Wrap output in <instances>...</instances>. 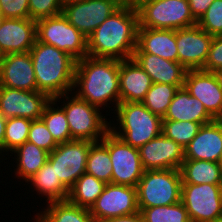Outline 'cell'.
<instances>
[{"label": "cell", "instance_id": "cell-1", "mask_svg": "<svg viewBox=\"0 0 222 222\" xmlns=\"http://www.w3.org/2000/svg\"><path fill=\"white\" fill-rule=\"evenodd\" d=\"M119 71L120 60L85 56L76 62L72 93L103 111L111 108V116L120 103Z\"/></svg>", "mask_w": 222, "mask_h": 222}, {"label": "cell", "instance_id": "cell-2", "mask_svg": "<svg viewBox=\"0 0 222 222\" xmlns=\"http://www.w3.org/2000/svg\"><path fill=\"white\" fill-rule=\"evenodd\" d=\"M138 27L136 7L120 6L87 37L88 56L131 59L137 46Z\"/></svg>", "mask_w": 222, "mask_h": 222}, {"label": "cell", "instance_id": "cell-3", "mask_svg": "<svg viewBox=\"0 0 222 222\" xmlns=\"http://www.w3.org/2000/svg\"><path fill=\"white\" fill-rule=\"evenodd\" d=\"M37 91L51 99L73 90L77 60L67 52L37 39L30 49Z\"/></svg>", "mask_w": 222, "mask_h": 222}, {"label": "cell", "instance_id": "cell-4", "mask_svg": "<svg viewBox=\"0 0 222 222\" xmlns=\"http://www.w3.org/2000/svg\"><path fill=\"white\" fill-rule=\"evenodd\" d=\"M111 113L110 131L132 147L140 148L162 133V118L141 102H120Z\"/></svg>", "mask_w": 222, "mask_h": 222}, {"label": "cell", "instance_id": "cell-5", "mask_svg": "<svg viewBox=\"0 0 222 222\" xmlns=\"http://www.w3.org/2000/svg\"><path fill=\"white\" fill-rule=\"evenodd\" d=\"M53 100L58 102L57 104L61 102L59 106L66 114L73 139L100 142L110 130V121H108L110 118H106L108 115L103 114L100 108L80 99L74 93H66Z\"/></svg>", "mask_w": 222, "mask_h": 222}, {"label": "cell", "instance_id": "cell-6", "mask_svg": "<svg viewBox=\"0 0 222 222\" xmlns=\"http://www.w3.org/2000/svg\"><path fill=\"white\" fill-rule=\"evenodd\" d=\"M136 189L138 208L175 204L181 201V172L178 169L145 170Z\"/></svg>", "mask_w": 222, "mask_h": 222}, {"label": "cell", "instance_id": "cell-7", "mask_svg": "<svg viewBox=\"0 0 222 222\" xmlns=\"http://www.w3.org/2000/svg\"><path fill=\"white\" fill-rule=\"evenodd\" d=\"M136 9L139 27L177 30L197 24L188 0H145Z\"/></svg>", "mask_w": 222, "mask_h": 222}, {"label": "cell", "instance_id": "cell-8", "mask_svg": "<svg viewBox=\"0 0 222 222\" xmlns=\"http://www.w3.org/2000/svg\"><path fill=\"white\" fill-rule=\"evenodd\" d=\"M36 36L39 42L67 52L76 60L88 56L87 37L71 25L63 14L37 20Z\"/></svg>", "mask_w": 222, "mask_h": 222}, {"label": "cell", "instance_id": "cell-9", "mask_svg": "<svg viewBox=\"0 0 222 222\" xmlns=\"http://www.w3.org/2000/svg\"><path fill=\"white\" fill-rule=\"evenodd\" d=\"M181 202L190 222H221L222 192L220 184L182 183Z\"/></svg>", "mask_w": 222, "mask_h": 222}, {"label": "cell", "instance_id": "cell-10", "mask_svg": "<svg viewBox=\"0 0 222 222\" xmlns=\"http://www.w3.org/2000/svg\"><path fill=\"white\" fill-rule=\"evenodd\" d=\"M100 142L108 149L111 159V183L136 187L145 171L138 148L128 145L110 130Z\"/></svg>", "mask_w": 222, "mask_h": 222}, {"label": "cell", "instance_id": "cell-11", "mask_svg": "<svg viewBox=\"0 0 222 222\" xmlns=\"http://www.w3.org/2000/svg\"><path fill=\"white\" fill-rule=\"evenodd\" d=\"M89 140H71L60 143L48 156V162L55 169L56 176L70 189L86 173Z\"/></svg>", "mask_w": 222, "mask_h": 222}, {"label": "cell", "instance_id": "cell-12", "mask_svg": "<svg viewBox=\"0 0 222 222\" xmlns=\"http://www.w3.org/2000/svg\"><path fill=\"white\" fill-rule=\"evenodd\" d=\"M90 214L96 222L139 212L136 187L107 183L91 206Z\"/></svg>", "mask_w": 222, "mask_h": 222}, {"label": "cell", "instance_id": "cell-13", "mask_svg": "<svg viewBox=\"0 0 222 222\" xmlns=\"http://www.w3.org/2000/svg\"><path fill=\"white\" fill-rule=\"evenodd\" d=\"M51 98L40 91H27L0 86V114L4 118L41 119Z\"/></svg>", "mask_w": 222, "mask_h": 222}, {"label": "cell", "instance_id": "cell-14", "mask_svg": "<svg viewBox=\"0 0 222 222\" xmlns=\"http://www.w3.org/2000/svg\"><path fill=\"white\" fill-rule=\"evenodd\" d=\"M119 7L115 0H85L63 6L62 14L71 25L88 37Z\"/></svg>", "mask_w": 222, "mask_h": 222}, {"label": "cell", "instance_id": "cell-15", "mask_svg": "<svg viewBox=\"0 0 222 222\" xmlns=\"http://www.w3.org/2000/svg\"><path fill=\"white\" fill-rule=\"evenodd\" d=\"M213 35L197 24L176 30L178 62L187 70L202 69L208 57Z\"/></svg>", "mask_w": 222, "mask_h": 222}, {"label": "cell", "instance_id": "cell-16", "mask_svg": "<svg viewBox=\"0 0 222 222\" xmlns=\"http://www.w3.org/2000/svg\"><path fill=\"white\" fill-rule=\"evenodd\" d=\"M184 87L191 96L203 103L215 120L222 121V86L215 73L201 69L188 70Z\"/></svg>", "mask_w": 222, "mask_h": 222}, {"label": "cell", "instance_id": "cell-17", "mask_svg": "<svg viewBox=\"0 0 222 222\" xmlns=\"http://www.w3.org/2000/svg\"><path fill=\"white\" fill-rule=\"evenodd\" d=\"M144 170L178 169L184 161V149L164 134L138 148Z\"/></svg>", "mask_w": 222, "mask_h": 222}, {"label": "cell", "instance_id": "cell-18", "mask_svg": "<svg viewBox=\"0 0 222 222\" xmlns=\"http://www.w3.org/2000/svg\"><path fill=\"white\" fill-rule=\"evenodd\" d=\"M0 86L37 91L30 52L6 54L0 62Z\"/></svg>", "mask_w": 222, "mask_h": 222}, {"label": "cell", "instance_id": "cell-19", "mask_svg": "<svg viewBox=\"0 0 222 222\" xmlns=\"http://www.w3.org/2000/svg\"><path fill=\"white\" fill-rule=\"evenodd\" d=\"M222 121L202 125L197 135L184 149V160H204L221 163Z\"/></svg>", "mask_w": 222, "mask_h": 222}, {"label": "cell", "instance_id": "cell-20", "mask_svg": "<svg viewBox=\"0 0 222 222\" xmlns=\"http://www.w3.org/2000/svg\"><path fill=\"white\" fill-rule=\"evenodd\" d=\"M36 39V21L30 18H5L0 27V49L4 55L29 52Z\"/></svg>", "mask_w": 222, "mask_h": 222}, {"label": "cell", "instance_id": "cell-21", "mask_svg": "<svg viewBox=\"0 0 222 222\" xmlns=\"http://www.w3.org/2000/svg\"><path fill=\"white\" fill-rule=\"evenodd\" d=\"M150 76L153 83H165L184 86L187 69L179 62H174L149 53H134L132 57Z\"/></svg>", "mask_w": 222, "mask_h": 222}, {"label": "cell", "instance_id": "cell-22", "mask_svg": "<svg viewBox=\"0 0 222 222\" xmlns=\"http://www.w3.org/2000/svg\"><path fill=\"white\" fill-rule=\"evenodd\" d=\"M134 53H149L178 62L176 30L138 27Z\"/></svg>", "mask_w": 222, "mask_h": 222}, {"label": "cell", "instance_id": "cell-23", "mask_svg": "<svg viewBox=\"0 0 222 222\" xmlns=\"http://www.w3.org/2000/svg\"><path fill=\"white\" fill-rule=\"evenodd\" d=\"M152 84L150 76L133 58L120 61V102H142Z\"/></svg>", "mask_w": 222, "mask_h": 222}, {"label": "cell", "instance_id": "cell-24", "mask_svg": "<svg viewBox=\"0 0 222 222\" xmlns=\"http://www.w3.org/2000/svg\"><path fill=\"white\" fill-rule=\"evenodd\" d=\"M162 120L190 121L205 125L215 119L206 111L203 103L191 96L183 86L176 91Z\"/></svg>", "mask_w": 222, "mask_h": 222}, {"label": "cell", "instance_id": "cell-25", "mask_svg": "<svg viewBox=\"0 0 222 222\" xmlns=\"http://www.w3.org/2000/svg\"><path fill=\"white\" fill-rule=\"evenodd\" d=\"M23 185H28L29 188L31 185V191L30 189L27 191L31 193L36 191L35 194L38 195L37 198L41 196L42 200L43 198L45 199L44 204H46V202L67 200L69 196V189L61 182L59 177L56 176L55 169L48 161Z\"/></svg>", "mask_w": 222, "mask_h": 222}, {"label": "cell", "instance_id": "cell-26", "mask_svg": "<svg viewBox=\"0 0 222 222\" xmlns=\"http://www.w3.org/2000/svg\"><path fill=\"white\" fill-rule=\"evenodd\" d=\"M12 154V155H11ZM9 156H13L14 163H8L13 166V172L15 173V178L21 179L23 182L30 179L37 171H39L43 165L47 162L49 152L37 147L35 144L30 142H25L17 149H15Z\"/></svg>", "mask_w": 222, "mask_h": 222}, {"label": "cell", "instance_id": "cell-27", "mask_svg": "<svg viewBox=\"0 0 222 222\" xmlns=\"http://www.w3.org/2000/svg\"><path fill=\"white\" fill-rule=\"evenodd\" d=\"M35 216L34 222H96L90 210L72 204L68 200L52 201L45 204Z\"/></svg>", "mask_w": 222, "mask_h": 222}, {"label": "cell", "instance_id": "cell-28", "mask_svg": "<svg viewBox=\"0 0 222 222\" xmlns=\"http://www.w3.org/2000/svg\"><path fill=\"white\" fill-rule=\"evenodd\" d=\"M222 164L204 160H184L180 167L182 183L220 184Z\"/></svg>", "mask_w": 222, "mask_h": 222}, {"label": "cell", "instance_id": "cell-29", "mask_svg": "<svg viewBox=\"0 0 222 222\" xmlns=\"http://www.w3.org/2000/svg\"><path fill=\"white\" fill-rule=\"evenodd\" d=\"M106 183L84 173L69 189L67 200L79 207L90 209L103 192Z\"/></svg>", "mask_w": 222, "mask_h": 222}, {"label": "cell", "instance_id": "cell-30", "mask_svg": "<svg viewBox=\"0 0 222 222\" xmlns=\"http://www.w3.org/2000/svg\"><path fill=\"white\" fill-rule=\"evenodd\" d=\"M41 119L58 144L74 140L64 110L53 99L45 106Z\"/></svg>", "mask_w": 222, "mask_h": 222}, {"label": "cell", "instance_id": "cell-31", "mask_svg": "<svg viewBox=\"0 0 222 222\" xmlns=\"http://www.w3.org/2000/svg\"><path fill=\"white\" fill-rule=\"evenodd\" d=\"M112 169L108 149L101 142H94L88 153L86 173L107 184L111 183Z\"/></svg>", "mask_w": 222, "mask_h": 222}, {"label": "cell", "instance_id": "cell-32", "mask_svg": "<svg viewBox=\"0 0 222 222\" xmlns=\"http://www.w3.org/2000/svg\"><path fill=\"white\" fill-rule=\"evenodd\" d=\"M178 89L176 85L153 83L141 103L153 114L163 118Z\"/></svg>", "mask_w": 222, "mask_h": 222}, {"label": "cell", "instance_id": "cell-33", "mask_svg": "<svg viewBox=\"0 0 222 222\" xmlns=\"http://www.w3.org/2000/svg\"><path fill=\"white\" fill-rule=\"evenodd\" d=\"M144 222H190L183 203L172 205L139 208Z\"/></svg>", "mask_w": 222, "mask_h": 222}, {"label": "cell", "instance_id": "cell-34", "mask_svg": "<svg viewBox=\"0 0 222 222\" xmlns=\"http://www.w3.org/2000/svg\"><path fill=\"white\" fill-rule=\"evenodd\" d=\"M32 120L23 117L7 118L4 135V157L28 141ZM8 154V155H7Z\"/></svg>", "mask_w": 222, "mask_h": 222}, {"label": "cell", "instance_id": "cell-35", "mask_svg": "<svg viewBox=\"0 0 222 222\" xmlns=\"http://www.w3.org/2000/svg\"><path fill=\"white\" fill-rule=\"evenodd\" d=\"M201 126L197 122L162 120V134L185 149L197 135Z\"/></svg>", "mask_w": 222, "mask_h": 222}, {"label": "cell", "instance_id": "cell-36", "mask_svg": "<svg viewBox=\"0 0 222 222\" xmlns=\"http://www.w3.org/2000/svg\"><path fill=\"white\" fill-rule=\"evenodd\" d=\"M197 25L210 35H222V0H214Z\"/></svg>", "mask_w": 222, "mask_h": 222}, {"label": "cell", "instance_id": "cell-37", "mask_svg": "<svg viewBox=\"0 0 222 222\" xmlns=\"http://www.w3.org/2000/svg\"><path fill=\"white\" fill-rule=\"evenodd\" d=\"M28 142L51 153L59 144L54 140L42 119L32 120Z\"/></svg>", "mask_w": 222, "mask_h": 222}, {"label": "cell", "instance_id": "cell-38", "mask_svg": "<svg viewBox=\"0 0 222 222\" xmlns=\"http://www.w3.org/2000/svg\"><path fill=\"white\" fill-rule=\"evenodd\" d=\"M62 8L61 0H29L30 19L34 21L58 16Z\"/></svg>", "mask_w": 222, "mask_h": 222}, {"label": "cell", "instance_id": "cell-39", "mask_svg": "<svg viewBox=\"0 0 222 222\" xmlns=\"http://www.w3.org/2000/svg\"><path fill=\"white\" fill-rule=\"evenodd\" d=\"M0 13L5 18H30L29 0H0Z\"/></svg>", "mask_w": 222, "mask_h": 222}, {"label": "cell", "instance_id": "cell-40", "mask_svg": "<svg viewBox=\"0 0 222 222\" xmlns=\"http://www.w3.org/2000/svg\"><path fill=\"white\" fill-rule=\"evenodd\" d=\"M222 68V35L214 36L204 67L201 70L216 72Z\"/></svg>", "mask_w": 222, "mask_h": 222}, {"label": "cell", "instance_id": "cell-41", "mask_svg": "<svg viewBox=\"0 0 222 222\" xmlns=\"http://www.w3.org/2000/svg\"><path fill=\"white\" fill-rule=\"evenodd\" d=\"M214 0H188L193 18L198 22Z\"/></svg>", "mask_w": 222, "mask_h": 222}, {"label": "cell", "instance_id": "cell-42", "mask_svg": "<svg viewBox=\"0 0 222 222\" xmlns=\"http://www.w3.org/2000/svg\"><path fill=\"white\" fill-rule=\"evenodd\" d=\"M100 222H144V220L141 213L137 212L131 215L109 218Z\"/></svg>", "mask_w": 222, "mask_h": 222}, {"label": "cell", "instance_id": "cell-43", "mask_svg": "<svg viewBox=\"0 0 222 222\" xmlns=\"http://www.w3.org/2000/svg\"><path fill=\"white\" fill-rule=\"evenodd\" d=\"M6 121H7V119L4 118L0 114V157L2 158V161L7 160V159L10 158V157H8V158L7 157H5V158L3 157L4 156V135H5Z\"/></svg>", "mask_w": 222, "mask_h": 222}, {"label": "cell", "instance_id": "cell-44", "mask_svg": "<svg viewBox=\"0 0 222 222\" xmlns=\"http://www.w3.org/2000/svg\"><path fill=\"white\" fill-rule=\"evenodd\" d=\"M120 6H132L138 5V0H115Z\"/></svg>", "mask_w": 222, "mask_h": 222}, {"label": "cell", "instance_id": "cell-45", "mask_svg": "<svg viewBox=\"0 0 222 222\" xmlns=\"http://www.w3.org/2000/svg\"><path fill=\"white\" fill-rule=\"evenodd\" d=\"M85 0H61L62 7L75 2H82Z\"/></svg>", "mask_w": 222, "mask_h": 222}, {"label": "cell", "instance_id": "cell-46", "mask_svg": "<svg viewBox=\"0 0 222 222\" xmlns=\"http://www.w3.org/2000/svg\"><path fill=\"white\" fill-rule=\"evenodd\" d=\"M219 80L220 85L222 86V68L214 72Z\"/></svg>", "mask_w": 222, "mask_h": 222}, {"label": "cell", "instance_id": "cell-47", "mask_svg": "<svg viewBox=\"0 0 222 222\" xmlns=\"http://www.w3.org/2000/svg\"><path fill=\"white\" fill-rule=\"evenodd\" d=\"M5 17L0 13V27L4 21Z\"/></svg>", "mask_w": 222, "mask_h": 222}, {"label": "cell", "instance_id": "cell-48", "mask_svg": "<svg viewBox=\"0 0 222 222\" xmlns=\"http://www.w3.org/2000/svg\"><path fill=\"white\" fill-rule=\"evenodd\" d=\"M5 55L3 54L2 50L0 49V62L2 60V58L4 57Z\"/></svg>", "mask_w": 222, "mask_h": 222}, {"label": "cell", "instance_id": "cell-49", "mask_svg": "<svg viewBox=\"0 0 222 222\" xmlns=\"http://www.w3.org/2000/svg\"><path fill=\"white\" fill-rule=\"evenodd\" d=\"M220 189H221V192H222V171H221Z\"/></svg>", "mask_w": 222, "mask_h": 222}, {"label": "cell", "instance_id": "cell-50", "mask_svg": "<svg viewBox=\"0 0 222 222\" xmlns=\"http://www.w3.org/2000/svg\"><path fill=\"white\" fill-rule=\"evenodd\" d=\"M142 1H145V0H138V4H140Z\"/></svg>", "mask_w": 222, "mask_h": 222}]
</instances>
